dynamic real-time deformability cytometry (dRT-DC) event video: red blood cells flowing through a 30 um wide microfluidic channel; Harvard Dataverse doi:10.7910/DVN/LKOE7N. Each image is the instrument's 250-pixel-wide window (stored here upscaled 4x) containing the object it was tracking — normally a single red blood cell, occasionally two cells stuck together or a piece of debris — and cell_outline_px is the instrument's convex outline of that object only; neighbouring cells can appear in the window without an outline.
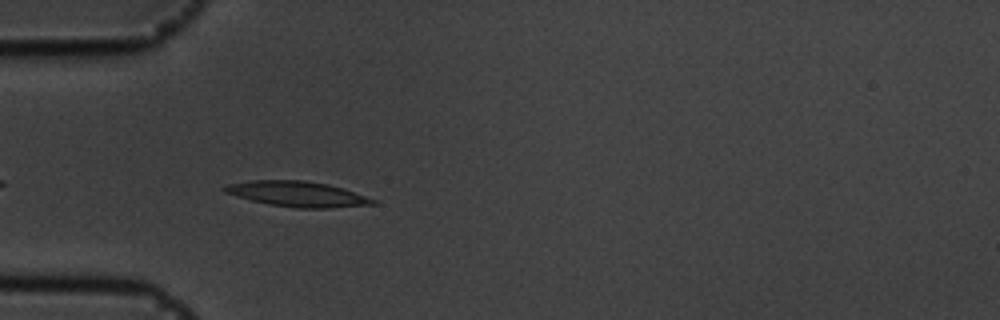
{"species": "common noctule bat (a hibernating species)", "species_latin": "Nyctalus noctula", "temperature_condition": "cold", "stored_images_in_passage": 43, "camera_frame_rate_fps": 3000, "um_per_image_px": 0.085, "animal": {"sex": "male", "body_mass_g": 19.5, "forearm_length_mm": 54.6}, "frame": {"image": 1, "passage_image": 4, "time_ms": 1.0, "image_size_px": [1000, 320], "cell_outline_px": [[376, 204], [332, 208], [296, 208], [268, 204], [236, 196], [224, 192], [220, 188], [228, 184], [252, 180], [304, 180], [328, 184], [344, 188], [376, 200]], "centroid_in_image_um": [25.27, 16.49], "position_along_channel_um": 59.7, "area_um2": 21.96}}
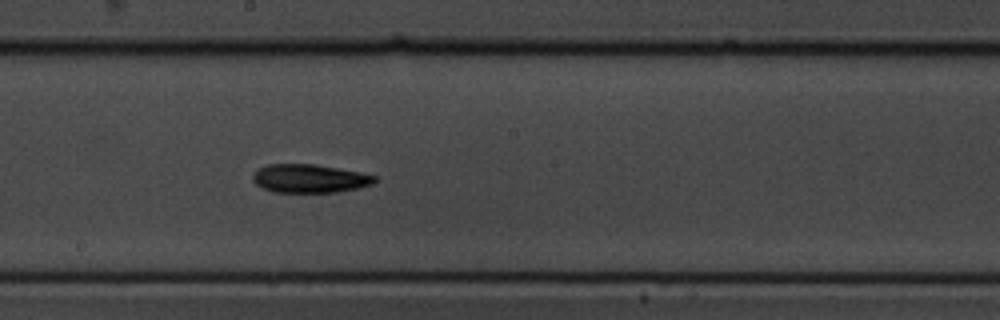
{"frame": {"image": 2, "passage_image": 18, "time_ms": 5.667, "image_size_px": [1000, 320], "cell_outline_px": [[376, 180], [372, 184], [356, 188], [336, 192], [272, 192], [256, 184], [252, 180], [252, 176], [256, 168], [268, 164], [312, 164], [360, 172], [376, 176]], "centroid_in_image_um": [26.26, 15.17], "position_along_channel_um": 221.9, "area_um2": 20.11}}
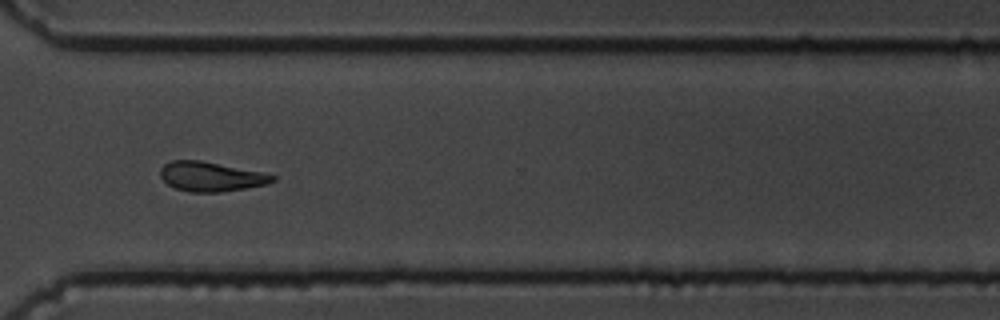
{"frame": {"image": 3, "passage_image": 29, "time_ms": 9.333, "image_size_px": [1000, 320], "cell_outline_px": [[276, 180], [268, 184], [220, 192], [188, 192], [176, 188], [168, 184], [160, 176], [160, 168], [164, 164], [172, 160], [200, 160], [260, 172], [276, 176]], "centroid_in_image_um": [17.9, 15.01], "position_along_channel_um": 352.7, "area_um2": 19.13}, "authors_computed_cell_mechanics": {"area_um2": 19.7676, "velocity_mm_per_s": 3.567, "shape_relaxation_time_tau1_ms": 6.2862, "shape_relaxation_time_tau2_ms": null, "deformation_change_tau1": 0.1809, "deformation_change_tau2": null}}